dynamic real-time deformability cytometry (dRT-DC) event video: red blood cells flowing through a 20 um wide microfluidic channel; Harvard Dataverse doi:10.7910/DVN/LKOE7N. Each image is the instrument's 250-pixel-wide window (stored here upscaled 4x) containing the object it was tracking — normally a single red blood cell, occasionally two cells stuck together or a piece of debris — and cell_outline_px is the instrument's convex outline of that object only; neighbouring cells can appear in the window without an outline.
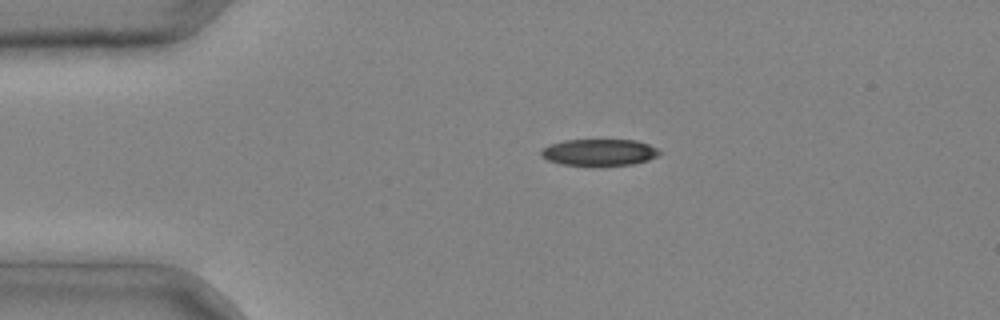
{"species": "common noctule bat (a hibernating species)", "species_latin": "Nyctalus noctula", "temperature_condition": "cold", "stored_images_in_passage": 3, "camera_frame_rate_fps": 3000, "um_per_image_px": 0.085, "animal": {"sex": "male", "body_mass_g": 20.4}, "frame": {"image": 1, "passage_image": 2, "time_ms": 0.333, "image_size_px": [1000, 320], "cell_outline_px": [[660, 152], [656, 156], [648, 160], [632, 164], [604, 168], [592, 168], [560, 164], [548, 160], [540, 156], [540, 148], [548, 144], [564, 140], [636, 140], [648, 144], [656, 148]], "centroid_in_image_um": [50.85, 12.99], "position_along_channel_um": 34.1, "area_um2": 19.25}}